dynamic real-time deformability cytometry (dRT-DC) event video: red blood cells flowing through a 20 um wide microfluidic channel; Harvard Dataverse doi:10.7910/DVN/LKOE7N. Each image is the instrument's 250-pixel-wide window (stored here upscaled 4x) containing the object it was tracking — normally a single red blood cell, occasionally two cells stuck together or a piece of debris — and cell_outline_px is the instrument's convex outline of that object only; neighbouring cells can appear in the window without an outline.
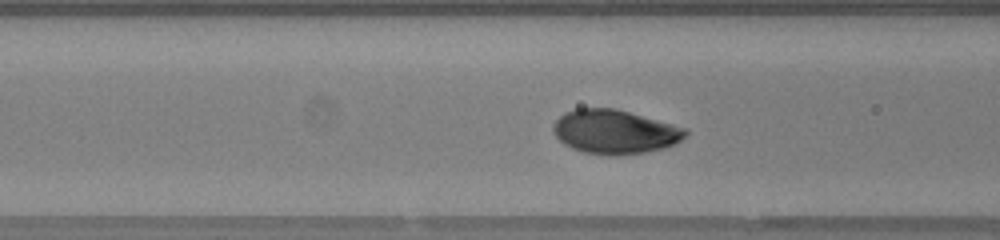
{"species": "human", "species_latin": "Homo sapiens", "temperature_condition": "warm", "stored_images_in_passage": 44, "camera_frame_rate_fps": 3000, "um_per_image_px": 0.085, "donor": {"sex": "female"}, "frame": {"image": 1, "passage_image": 14, "time_ms": 4.333, "image_size_px": [1000, 240], "cell_outline_px": [[688, 132], [680, 140], [664, 148], [644, 152], [620, 156], [608, 156], [584, 152], [572, 148], [564, 144], [556, 136], [552, 128], [556, 120], [564, 112], [576, 108], [616, 108], [672, 124], [684, 128]], "centroid_in_image_um": [52.21, 11.2], "position_along_channel_um": 114.4, "area_um2": 33.81}}
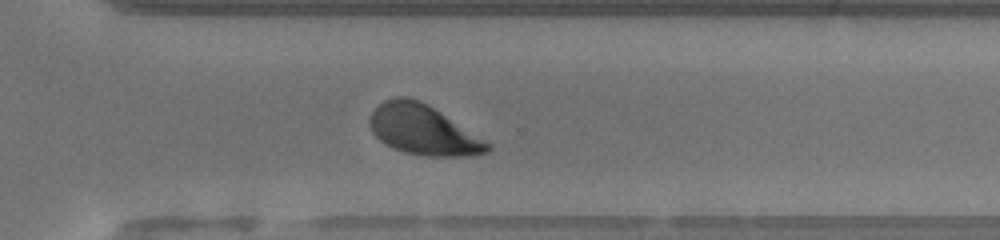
{"frame": {"image": 2, "passage_image": 30, "time_ms": 9.667, "image_size_px": [1000, 240], "cell_outline_px": [[492, 148], [488, 152], [468, 156], [424, 156], [404, 152], [392, 148], [384, 144], [372, 132], [372, 112], [384, 100], [396, 96], [404, 96], [416, 100], [432, 108], [488, 140], [492, 144]], "centroid_in_image_um": [36.02, 11.08], "position_along_channel_um": 334.6, "area_um2": 33.81}}
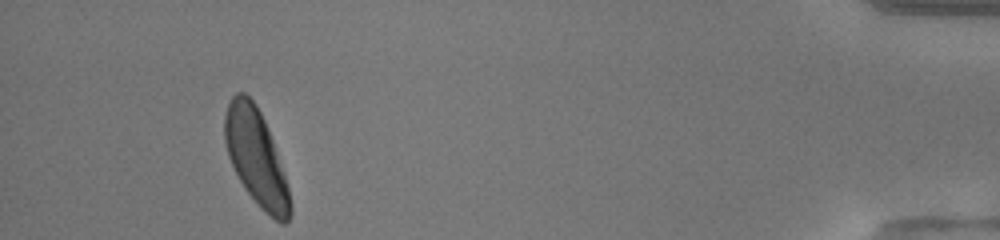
{"frame": {"image": 3, "passage_image": 41, "time_ms": 13.333, "image_size_px": [1000, 240], "cell_outline_px": [[292, 216], [284, 224], [280, 224], [264, 212], [260, 208], [244, 188], [228, 156], [224, 140], [224, 116], [228, 104], [232, 96], [236, 92], [244, 92], [256, 104], [268, 128], [288, 188], [292, 204]], "centroid_in_image_um": [21.76, 13.4], "position_along_channel_um": 413.4, "area_um2": 36.36}, "authors_computed_cell_mechanics": {"area_um2": 34.0442, "velocity_mm_per_s": 4.1333, "shape_relaxation_time_tau1_ms": 1.6412, "shape_relaxation_time_tau2_ms": null, "deformation_change_tau1": 0.1246, "deformation_change_tau2": null}}